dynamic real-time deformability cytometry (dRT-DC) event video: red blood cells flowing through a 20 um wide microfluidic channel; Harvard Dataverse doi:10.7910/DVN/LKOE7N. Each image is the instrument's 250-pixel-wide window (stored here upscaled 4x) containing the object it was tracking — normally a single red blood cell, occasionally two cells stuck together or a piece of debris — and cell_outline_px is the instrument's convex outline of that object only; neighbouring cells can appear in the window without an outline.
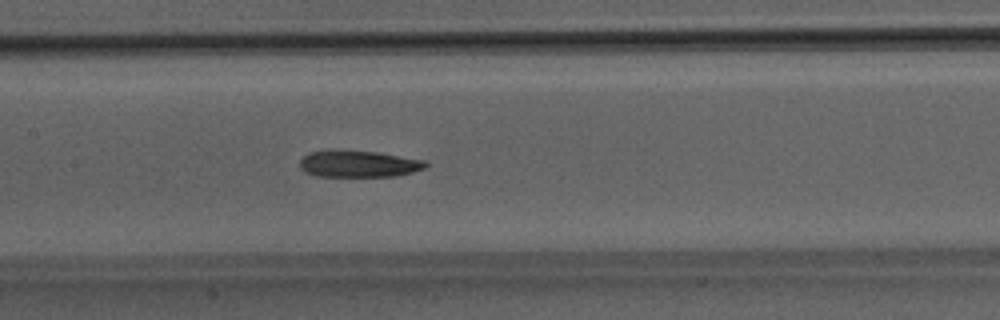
{"species": "Egyptian fruit bat (a non-hibernating species)", "species_latin": "Rousettus aegyptiacus", "temperature_condition": "room temperature", "stored_images_in_passage": 44, "camera_frame_rate_fps": 3000, "um_per_image_px": 0.085, "animal": {"sex": "male"}, "frame": {"image": 1, "passage_image": 18, "time_ms": 5.667, "image_size_px": [1000, 320], "cell_outline_px": [[428, 164], [424, 168], [412, 172], [396, 176], [316, 176], [304, 172], [300, 168], [300, 160], [308, 152], [328, 148], [376, 152], [428, 160]], "centroid_in_image_um": [30.44, 13.9], "position_along_channel_um": 177.0, "area_um2": 20.06}}
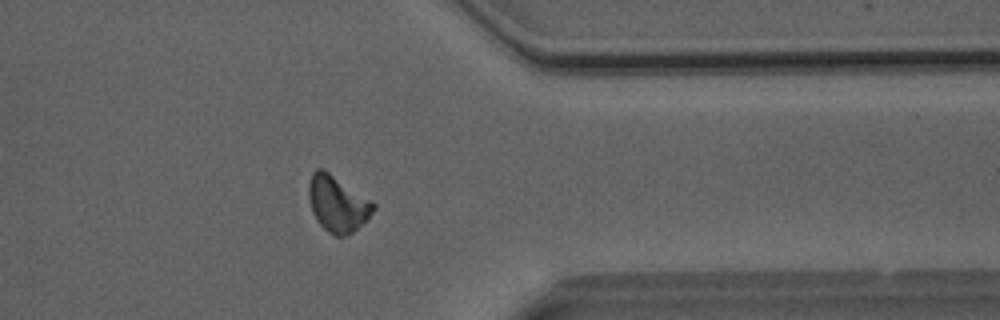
{"frame": {"image": 2, "passage_image": 34, "time_ms": 11.0, "image_size_px": [1000, 320], "cell_outline_px": [[376, 208], [348, 236], [336, 236], [328, 232], [316, 220], [312, 212], [308, 196], [308, 184], [312, 172], [316, 168], [324, 168], [372, 200], [376, 204]], "centroid_in_image_um": [28.66, 17.28], "position_along_channel_um": 382.7, "area_um2": 21.21}}
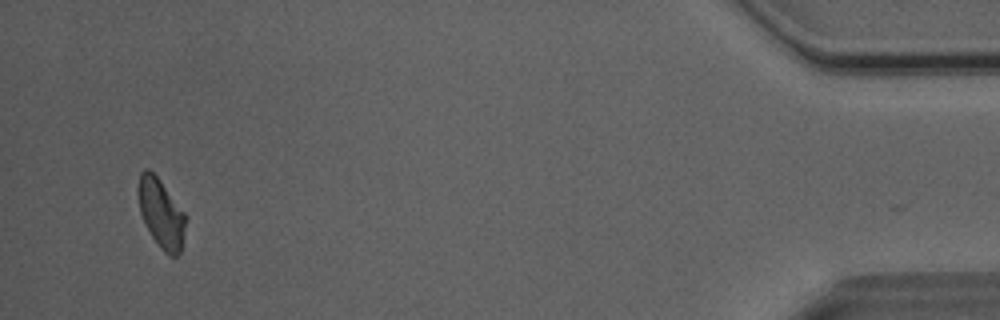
{"frame": {"image": 3, "passage_image": 42, "time_ms": 13.667, "image_size_px": [1000, 320], "cell_outline_px": [[188, 216], [180, 252], [176, 256], [168, 256], [160, 248], [144, 224], [140, 212], [136, 188], [140, 172], [144, 168], [148, 168], [160, 180]], "centroid_in_image_um": [13.68, 18.12], "position_along_channel_um": 421.5, "area_um2": 19.48}, "authors_computed_cell_mechanics": {"area_um2": 20.2878, "velocity_mm_per_s": 4.0382, "shape_relaxation_time_tau1_ms": 10.5566, "shape_relaxation_time_tau2_ms": 4.4652, "deformation_change_tau1": 0.2288, "deformation_change_tau2": 0.1336}}